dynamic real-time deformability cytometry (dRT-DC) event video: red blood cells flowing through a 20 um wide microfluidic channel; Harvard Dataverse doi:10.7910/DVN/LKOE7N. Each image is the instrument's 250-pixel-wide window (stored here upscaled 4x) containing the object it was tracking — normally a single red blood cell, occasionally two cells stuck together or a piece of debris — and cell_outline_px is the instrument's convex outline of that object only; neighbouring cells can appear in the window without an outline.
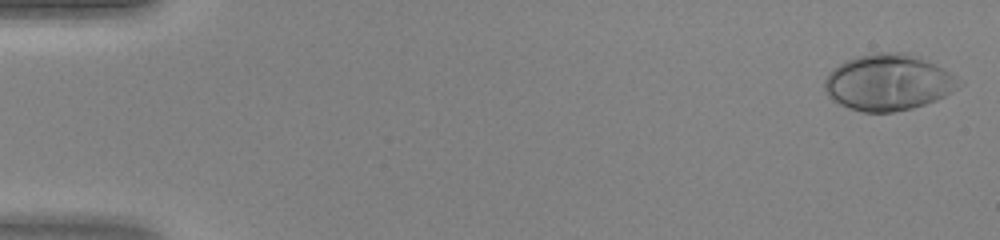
{"species": "human", "species_latin": "Homo sapiens", "temperature_condition": "warm", "stored_images_in_passage": 46, "camera_frame_rate_fps": 3000, "um_per_image_px": 0.085, "donor": {"sex": "female"}, "frame": {"image": 1, "passage_image": 1, "time_ms": 0.0, "image_size_px": [1000, 240], "cell_outline_px": [[964, 84], [944, 96], [936, 100], [912, 108], [892, 112], [860, 112], [848, 108], [832, 100], [828, 96], [824, 88], [824, 80], [828, 72], [832, 68], [856, 56], [872, 52], [904, 52], [916, 56], [936, 64], [956, 76]], "centroid_in_image_um": [75.48, 7.0], "position_along_channel_um": 9.5, "area_um2": 44.22}}
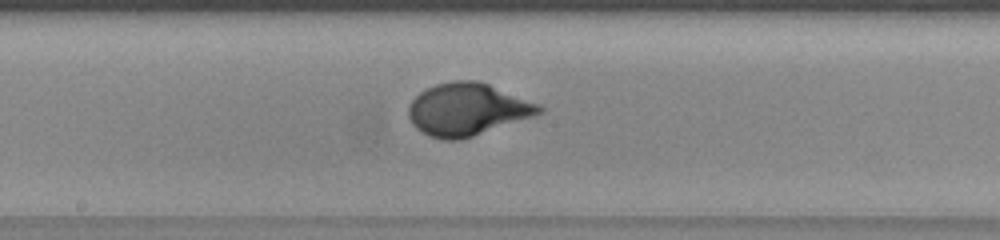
{"frame": {"image": 2, "passage_image": 25, "time_ms": 8.0, "image_size_px": [1000, 240], "cell_outline_px": [[544, 112], [536, 116], [460, 140], [444, 140], [428, 136], [420, 132], [412, 124], [408, 116], [408, 108], [412, 100], [420, 92], [436, 84], [456, 80], [476, 80], [488, 84], [540, 104], [544, 108]], "centroid_in_image_um": [39.73, 9.31], "position_along_channel_um": 208.5, "area_um2": 40.0}}
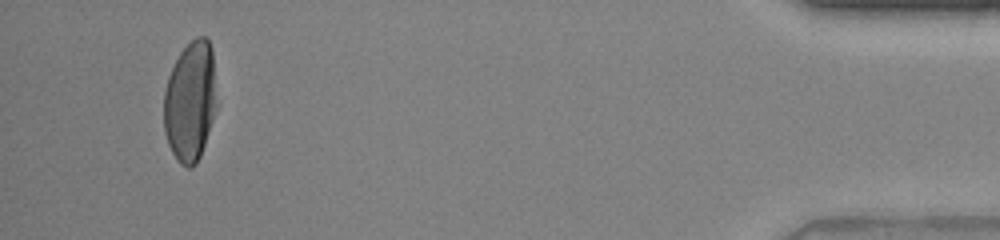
{"frame": {"image": 3, "passage_image": 44, "time_ms": 14.333, "image_size_px": [1000, 240], "cell_outline_px": [[216, 108], [200, 156], [196, 164], [192, 168], [188, 168], [180, 164], [176, 160], [168, 144], [164, 132], [164, 92], [168, 76], [180, 52], [196, 36], [204, 36], [208, 40], [212, 48], [216, 104]], "centroid_in_image_um": [16.15, 8.63], "position_along_channel_um": 419.0, "area_um2": 36.88}}